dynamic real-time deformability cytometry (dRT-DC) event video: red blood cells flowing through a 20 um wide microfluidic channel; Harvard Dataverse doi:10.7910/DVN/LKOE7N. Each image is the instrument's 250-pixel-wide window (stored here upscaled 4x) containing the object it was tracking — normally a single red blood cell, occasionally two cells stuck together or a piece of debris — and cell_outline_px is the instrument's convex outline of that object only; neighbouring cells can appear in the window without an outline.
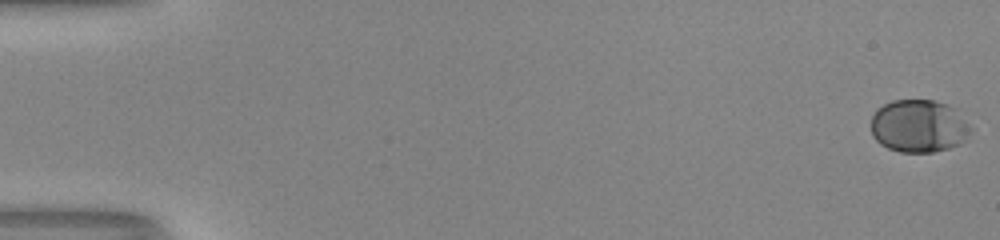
{"species": "human", "species_latin": "Homo sapiens", "temperature_condition": "room temperature", "stored_images_in_passage": 13, "camera_frame_rate_fps": 3000, "um_per_image_px": 0.085, "donor": {"sex": "male"}, "frame": {"image": 1, "passage_image": 1, "time_ms": 0.0, "image_size_px": [1000, 240], "cell_outline_px": [[972, 132], [968, 140], [960, 144], [948, 148], [932, 152], [900, 152], [888, 148], [880, 144], [872, 136], [872, 116], [876, 108], [892, 100], [936, 100], [960, 108], [972, 128]], "centroid_in_image_um": [78.17, 10.7], "position_along_channel_um": 6.8, "area_um2": 31.5}}